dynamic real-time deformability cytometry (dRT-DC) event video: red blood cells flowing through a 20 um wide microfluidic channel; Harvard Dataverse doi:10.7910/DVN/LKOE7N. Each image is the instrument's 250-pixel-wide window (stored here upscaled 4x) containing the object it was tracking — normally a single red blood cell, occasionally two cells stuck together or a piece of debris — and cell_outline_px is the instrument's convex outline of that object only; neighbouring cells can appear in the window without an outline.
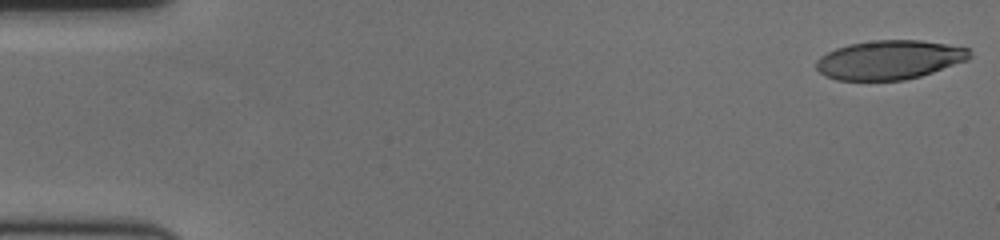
{"species": "human", "species_latin": "Homo sapiens", "temperature_condition": "cold", "stored_images_in_passage": 58, "camera_frame_rate_fps": 3000, "um_per_image_px": 0.085, "donor": {"sex": "female"}, "frame": {"image": 1, "passage_image": 1, "time_ms": 0.0, "image_size_px": [1000, 240], "cell_outline_px": [[972, 56], [968, 60], [920, 76], [904, 80], [836, 80], [824, 76], [816, 68], [816, 60], [820, 56], [836, 48], [848, 44], [876, 40], [920, 40], [948, 44], [968, 48]], "centroid_in_image_um": [75.59, 5.08], "position_along_channel_um": 9.4, "area_um2": 34.97}}
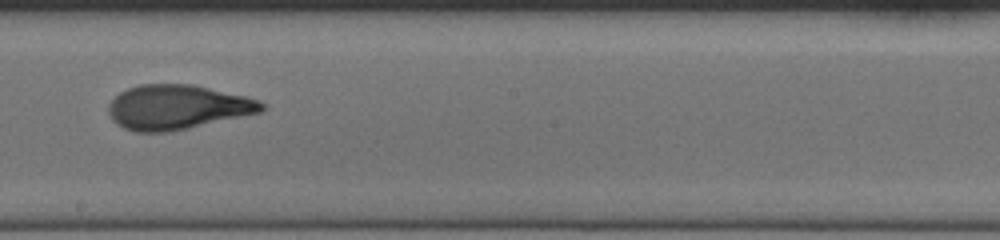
{"frame": {"image": 2, "passage_image": 33, "time_ms": 10.667, "image_size_px": [1000, 240], "cell_outline_px": [[264, 108], [260, 112], [188, 128], [168, 132], [136, 132], [124, 128], [116, 124], [112, 120], [108, 112], [108, 104], [120, 92], [128, 88], [140, 84], [192, 84], [244, 96], [260, 100], [264, 104]], "centroid_in_image_um": [15.03, 9.11], "position_along_channel_um": 233.2, "area_um2": 39.54}}
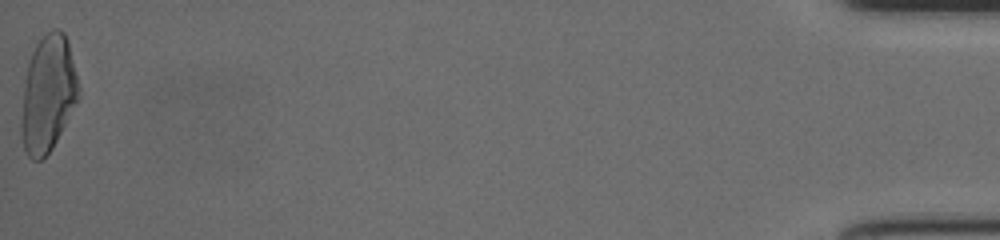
{"frame": {"image": 3, "passage_image": 58, "time_ms": 19.0, "image_size_px": [1000, 240], "cell_outline_px": [[80, 96], [52, 148], [40, 160], [32, 160], [24, 152], [20, 132], [20, 120], [24, 88], [28, 64], [32, 52], [36, 44], [52, 28], [60, 28], [64, 32], [68, 40], [80, 88]], "centroid_in_image_um": [4.08, 7.98], "position_along_channel_um": 431.1, "area_um2": 38.9}, "authors_computed_cell_mechanics": {"area_um2": 37.9457, "velocity_mm_per_s": 3.5824, "shape_relaxation_time_tau1_ms": 4.9484, "shape_relaxation_time_tau2_ms": 1.4403, "deformation_change_tau1": 0.2123, "deformation_change_tau2": 0.0893}}